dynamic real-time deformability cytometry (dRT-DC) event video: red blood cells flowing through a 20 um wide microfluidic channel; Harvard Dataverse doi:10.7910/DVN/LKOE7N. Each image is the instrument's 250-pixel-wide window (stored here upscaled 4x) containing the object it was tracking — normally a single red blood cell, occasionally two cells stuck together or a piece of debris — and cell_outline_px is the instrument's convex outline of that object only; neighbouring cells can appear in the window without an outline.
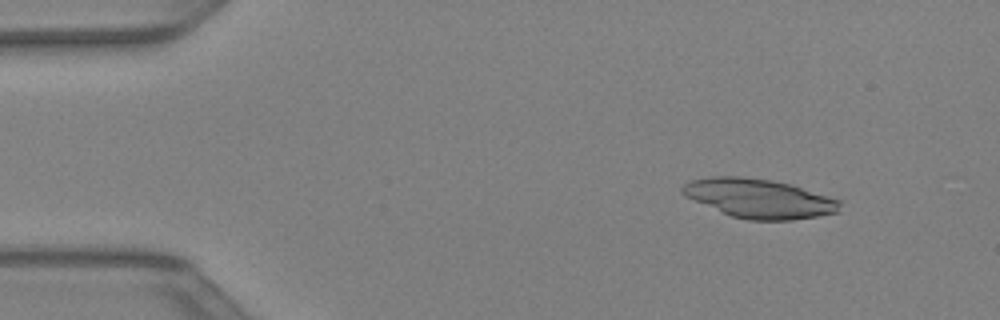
{"species": "Egyptian fruit bat (a non-hibernating species)", "species_latin": "Rousettus aegyptiacus", "temperature_condition": "warm", "stored_images_in_passage": 30, "camera_frame_rate_fps": 3000, "um_per_image_px": 0.085, "animal": {"sex": "female"}, "frame": {"image": 1, "passage_image": 4, "time_ms": 1.0, "image_size_px": [1000, 320], "cell_outline_px": [[840, 204], [836, 212], [816, 216], [792, 220], [748, 220], [732, 216], [684, 196], [680, 192], [680, 188], [688, 180], [708, 176], [740, 176], [772, 180], [792, 184], [840, 200]], "centroid_in_image_um": [64.46, 16.85], "position_along_channel_um": 20.5, "area_um2": 35.84}}